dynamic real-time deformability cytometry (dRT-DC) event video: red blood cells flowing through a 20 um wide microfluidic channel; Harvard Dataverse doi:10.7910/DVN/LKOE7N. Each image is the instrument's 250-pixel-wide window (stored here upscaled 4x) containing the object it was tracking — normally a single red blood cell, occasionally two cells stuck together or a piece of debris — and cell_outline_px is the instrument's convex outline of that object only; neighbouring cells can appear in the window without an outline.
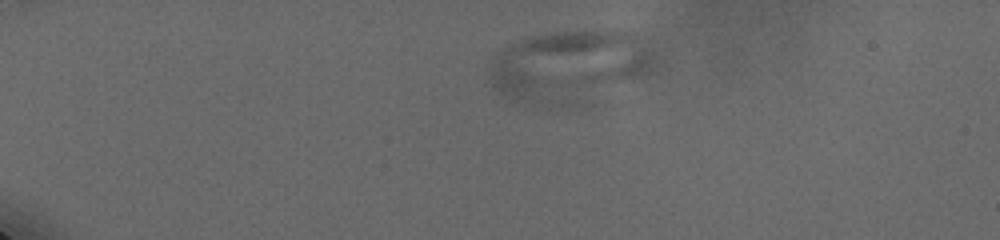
{"species": "human", "species_latin": "Homo sapiens", "temperature_condition": "cold", "stored_images_in_passage": 6, "camera_frame_rate_fps": 3000, "um_per_image_px": 0.085, "donor": {"sex": "male"}, "frame": {"image": 1, "passage_image": 2, "time_ms": 0.667, "image_size_px": [1000, 240], "cell_outline_px": [[656, 68], [644, 80], [528, 96], [500, 96], [496, 92], [488, 80], [488, 60], [500, 48], [528, 36], [552, 32], [636, 32], [644, 36], [652, 52], [656, 64]], "centroid_in_image_um": [48.4, 5.31], "position_along_channel_um": 36.6, "area_um2": 62.6}}